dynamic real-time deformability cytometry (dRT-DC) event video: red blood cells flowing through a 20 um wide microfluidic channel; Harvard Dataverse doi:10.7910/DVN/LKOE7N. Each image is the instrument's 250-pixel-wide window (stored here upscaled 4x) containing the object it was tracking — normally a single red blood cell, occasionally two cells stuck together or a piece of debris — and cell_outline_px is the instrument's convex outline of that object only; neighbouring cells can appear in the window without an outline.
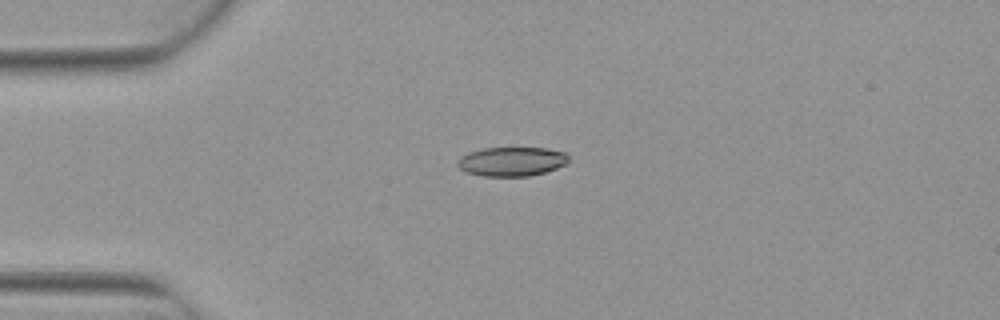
{"species": "Egyptian fruit bat (a non-hibernating species)", "species_latin": "Rousettus aegyptiacus", "temperature_condition": "warm", "stored_images_in_passage": 7, "camera_frame_rate_fps": 3000, "um_per_image_px": 0.085, "animal": {"sex": "female"}, "frame": {"image": 1, "passage_image": 3, "time_ms": 0.667, "image_size_px": [1000, 320], "cell_outline_px": [[568, 164], [544, 172], [528, 176], [484, 176], [464, 172], [456, 164], [456, 160], [460, 156], [468, 152], [484, 148], [544, 148], [564, 152], [568, 156]], "centroid_in_image_um": [43.45, 13.73], "position_along_channel_um": 41.5, "area_um2": 18.96}}
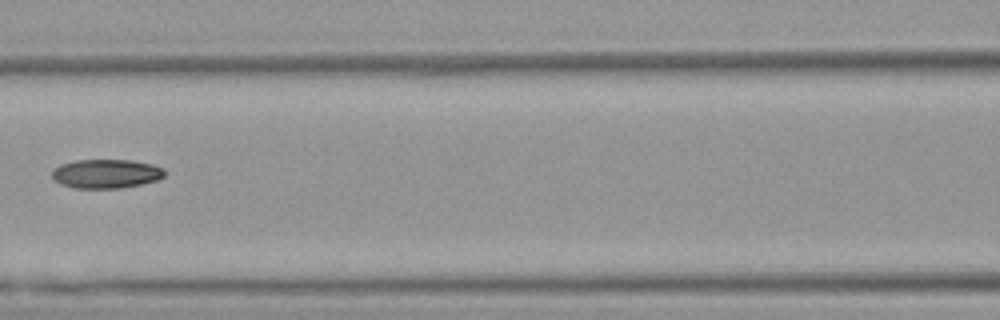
{"frame": {"image": 2, "passage_image": 6, "time_ms": 1.667, "image_size_px": [1000, 320], "cell_outline_px": [[164, 176], [156, 180], [140, 184], [120, 188], [72, 188], [60, 184], [52, 180], [52, 168], [60, 164], [76, 160], [132, 160], [152, 164], [164, 168]], "centroid_in_image_um": [8.96, 14.76], "position_along_channel_um": 157.6, "area_um2": 19.19}}
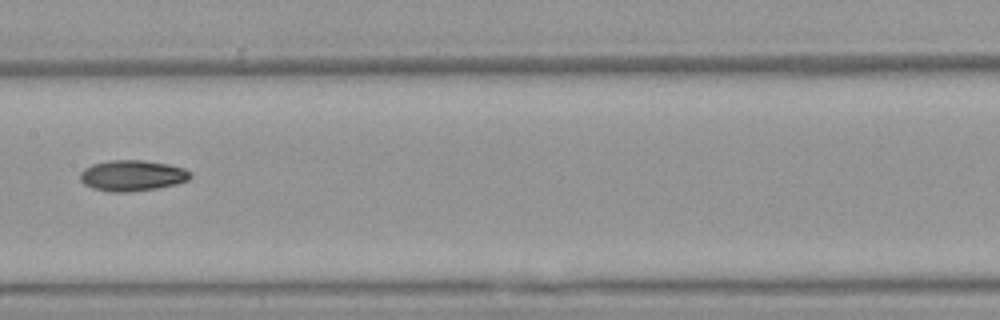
{"frame": {"image": 3, "passage_image": 7, "time_ms": 2.0, "image_size_px": [1000, 320], "cell_outline_px": [[192, 176], [188, 180], [176, 184], [156, 188], [124, 192], [112, 192], [92, 188], [84, 184], [80, 180], [80, 172], [84, 168], [92, 164], [108, 160], [144, 160], [168, 164], [184, 168], [192, 172]], "centroid_in_image_um": [11.24, 14.91], "position_along_channel_um": 196.2, "area_um2": 19.88}}